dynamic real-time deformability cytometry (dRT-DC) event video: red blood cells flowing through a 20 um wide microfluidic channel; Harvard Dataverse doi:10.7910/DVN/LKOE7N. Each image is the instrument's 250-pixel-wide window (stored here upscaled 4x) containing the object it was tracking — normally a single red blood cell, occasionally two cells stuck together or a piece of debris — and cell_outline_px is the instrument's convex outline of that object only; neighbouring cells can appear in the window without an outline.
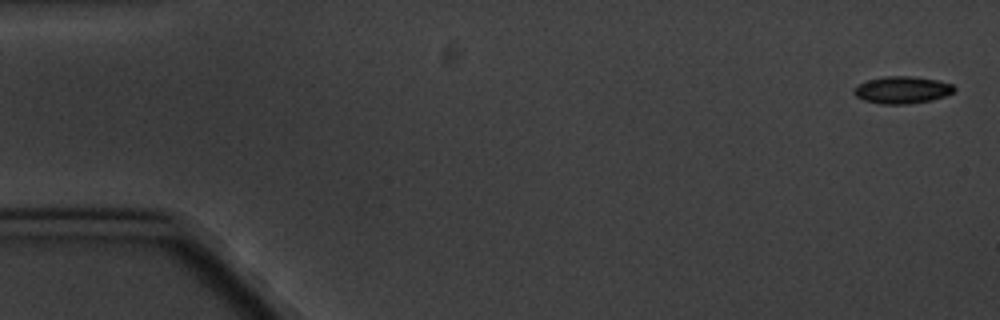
{"species": "common noctule bat (a hibernating species)", "species_latin": "Nyctalus noctula", "temperature_condition": "cold", "stored_images_in_passage": 3, "camera_frame_rate_fps": 3000, "um_per_image_px": 0.085, "animal": {"sex": "male", "body_mass_g": 20.1, "forearm_length_mm": 53.5}, "frame": {"image": 1, "passage_image": 1, "time_ms": 0.0, "image_size_px": [1000, 320], "cell_outline_px": [[956, 88], [952, 92], [944, 96], [932, 100], [908, 104], [880, 104], [864, 100], [856, 96], [852, 92], [852, 88], [856, 84], [868, 80], [884, 76], [908, 76], [936, 80], [952, 84]], "centroid_in_image_um": [76.62, 7.65], "position_along_channel_um": 8.4, "area_um2": 15.9}}